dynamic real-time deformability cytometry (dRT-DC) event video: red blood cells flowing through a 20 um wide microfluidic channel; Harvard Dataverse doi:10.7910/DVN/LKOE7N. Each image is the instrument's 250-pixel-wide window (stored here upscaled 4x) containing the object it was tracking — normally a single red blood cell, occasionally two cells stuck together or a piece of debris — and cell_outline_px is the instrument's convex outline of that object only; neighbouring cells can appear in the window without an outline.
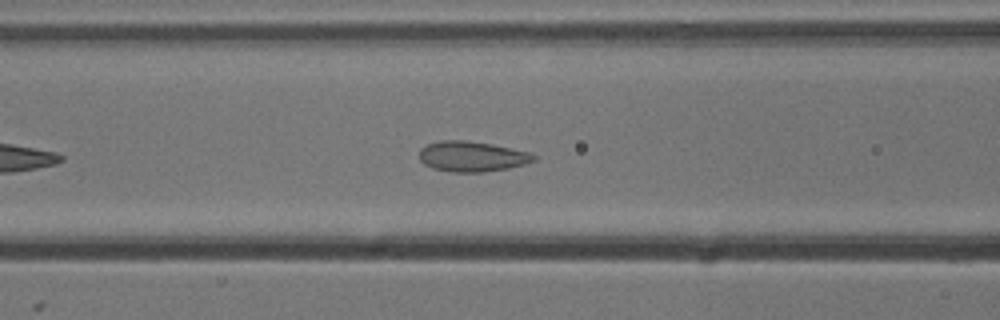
{"species": "common noctule bat (a hibernating species)", "species_latin": "Nyctalus noctula", "temperature_condition": "cold", "stored_images_in_passage": 21, "camera_frame_rate_fps": 3000, "um_per_image_px": 0.085, "animal": {"sex": "male", "body_mass_g": 13.3}, "frame": {"image": 1, "passage_image": 11, "time_ms": 3.333, "image_size_px": [1000, 320], "cell_outline_px": [[536, 160], [524, 164], [508, 168], [484, 172], [452, 172], [432, 168], [424, 164], [420, 160], [420, 148], [428, 144], [440, 140], [464, 140], [492, 144], [512, 148], [528, 152], [536, 156]], "centroid_in_image_um": [40.11, 13.3], "position_along_channel_um": 126.5, "area_um2": 20.23}}
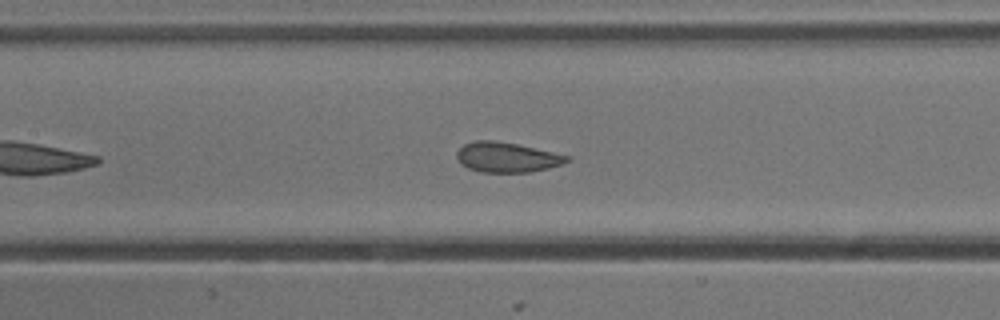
{"frame": {"image": 2, "passage_image": 14, "time_ms": 4.333, "image_size_px": [1000, 320], "cell_outline_px": [[572, 160], [564, 164], [548, 168], [528, 172], [480, 172], [468, 168], [460, 164], [456, 156], [456, 152], [464, 144], [476, 140], [496, 140], [516, 144], [552, 152], [568, 156]], "centroid_in_image_um": [43.06, 13.37], "position_along_channel_um": 164.3, "area_um2": 19.25}}
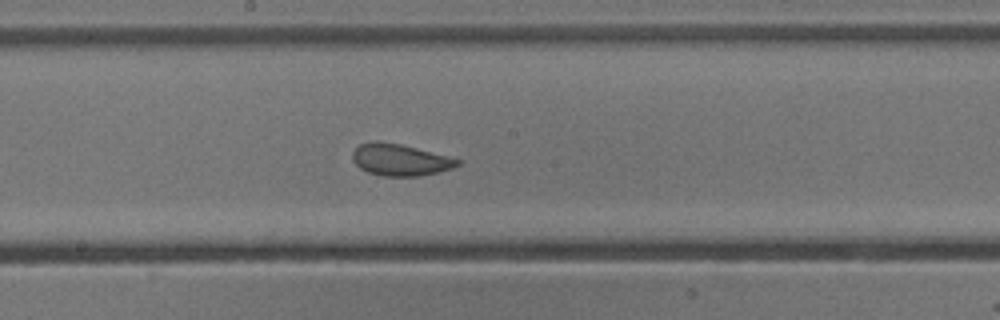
{"frame": {"image": 3, "passage_image": 18, "time_ms": 5.667, "image_size_px": [1000, 320], "cell_outline_px": [[460, 164], [452, 168], [440, 172], [420, 176], [384, 176], [368, 172], [360, 168], [352, 160], [352, 152], [360, 144], [376, 140], [400, 144], [456, 156], [460, 160]], "centroid_in_image_um": [34.07, 13.57], "position_along_channel_um": 214.1, "area_um2": 19.83}}